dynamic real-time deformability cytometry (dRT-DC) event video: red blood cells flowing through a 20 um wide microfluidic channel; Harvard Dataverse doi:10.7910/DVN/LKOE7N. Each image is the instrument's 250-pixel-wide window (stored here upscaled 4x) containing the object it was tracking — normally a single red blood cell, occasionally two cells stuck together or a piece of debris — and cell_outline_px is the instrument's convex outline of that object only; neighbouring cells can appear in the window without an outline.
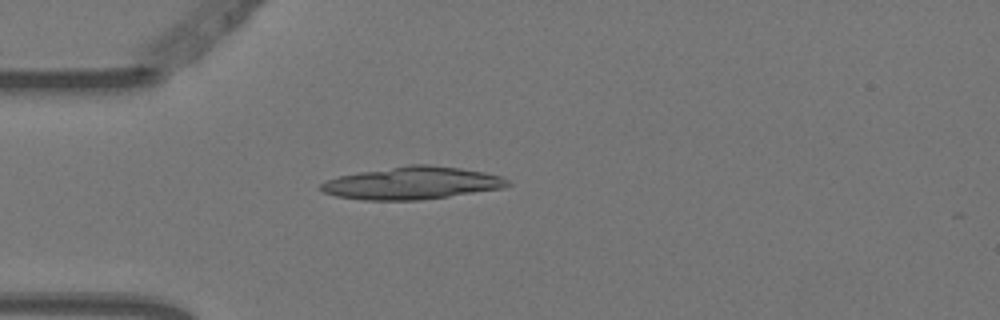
{"species": "Egyptian fruit bat (a non-hibernating species)", "species_latin": "Rousettus aegyptiacus", "temperature_condition": "warm", "stored_images_in_passage": 2, "camera_frame_rate_fps": 3000, "um_per_image_px": 0.085, "animal": {"sex": "female"}, "frame": {"image": 1, "passage_image": 2, "time_ms": 0.333, "image_size_px": [1000, 320], "cell_outline_px": [[512, 184], [504, 188], [420, 200], [364, 200], [336, 196], [324, 192], [320, 188], [320, 184], [328, 180], [340, 176], [360, 172], [408, 164], [428, 164], [460, 168], [484, 172], [500, 176], [508, 180]], "centroid_in_image_um": [35.05, 15.56], "position_along_channel_um": 50.0, "area_um2": 35.2}}